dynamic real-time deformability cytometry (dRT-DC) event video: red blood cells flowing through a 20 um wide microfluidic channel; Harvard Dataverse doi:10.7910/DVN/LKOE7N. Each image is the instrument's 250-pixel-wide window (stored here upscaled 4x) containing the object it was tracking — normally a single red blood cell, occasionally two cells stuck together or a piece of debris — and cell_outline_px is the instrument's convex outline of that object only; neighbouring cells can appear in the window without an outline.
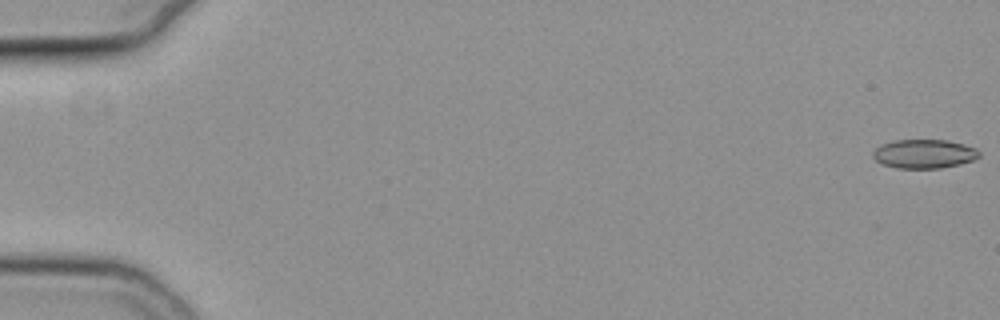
{"species": "common noctule bat (a hibernating species)", "species_latin": "Nyctalus noctula", "temperature_condition": "cold", "stored_images_in_passage": 10, "camera_frame_rate_fps": 3000, "um_per_image_px": 0.085, "animal": {"sex": "female", "body_mass_g": 19.3, "forearm_length_mm": 54.1}, "frame": {"image": 1, "passage_image": 1, "time_ms": 0.0, "image_size_px": [1000, 320], "cell_outline_px": [[980, 156], [972, 160], [960, 164], [940, 168], [896, 168], [884, 164], [876, 160], [872, 156], [872, 152], [880, 144], [896, 140], [948, 140], [964, 144], [976, 148], [980, 152]], "centroid_in_image_um": [78.55, 13.07], "position_along_channel_um": 6.4, "area_um2": 17.92}}